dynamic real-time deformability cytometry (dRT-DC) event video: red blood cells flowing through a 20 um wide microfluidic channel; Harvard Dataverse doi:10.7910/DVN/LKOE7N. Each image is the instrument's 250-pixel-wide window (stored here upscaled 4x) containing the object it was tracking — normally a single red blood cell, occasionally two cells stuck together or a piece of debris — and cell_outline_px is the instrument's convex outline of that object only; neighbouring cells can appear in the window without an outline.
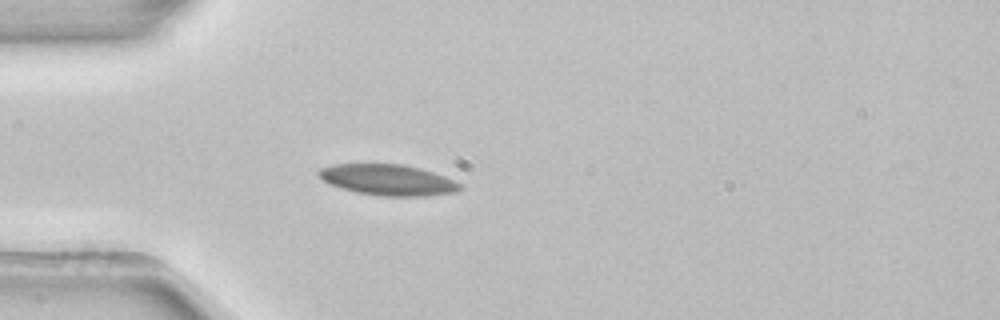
{"species": "common noctule bat (a hibernating species)", "species_latin": "Nyctalus noctula", "temperature_condition": "room temperature", "stored_images_in_passage": 39, "camera_frame_rate_fps": 3000, "um_per_image_px": 0.085, "animal": {"sex": "female", "body_mass_g": 22.7, "forearm_length_mm": 54.2}, "frame": {"image": 1, "passage_image": 14, "time_ms": 4.333, "image_size_px": [1000, 320], "cell_outline_px": [[464, 188], [456, 192], [424, 196], [380, 196], [356, 192], [340, 188], [328, 184], [316, 172], [320, 168], [332, 164], [400, 164], [420, 168], [444, 176], [464, 184]], "centroid_in_image_um": [32.99, 15.29], "position_along_channel_um": 52.0, "area_um2": 25.61}}
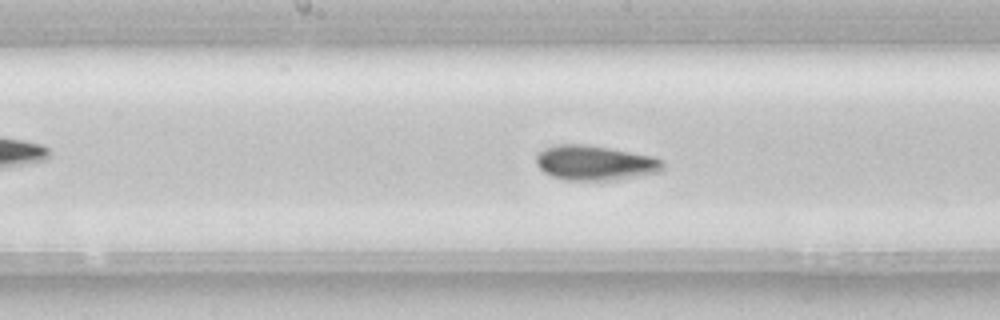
{"frame": {"image": 2, "passage_image": 26, "time_ms": 8.333, "image_size_px": [1000, 320], "cell_outline_px": [[664, 168], [660, 172], [636, 176], [608, 180], [564, 180], [552, 176], [544, 172], [536, 164], [536, 156], [544, 148], [556, 144], [580, 144], [608, 148], [652, 156], [664, 160]], "centroid_in_image_um": [50.56, 13.84], "position_along_channel_um": 197.6, "area_um2": 25.55}}
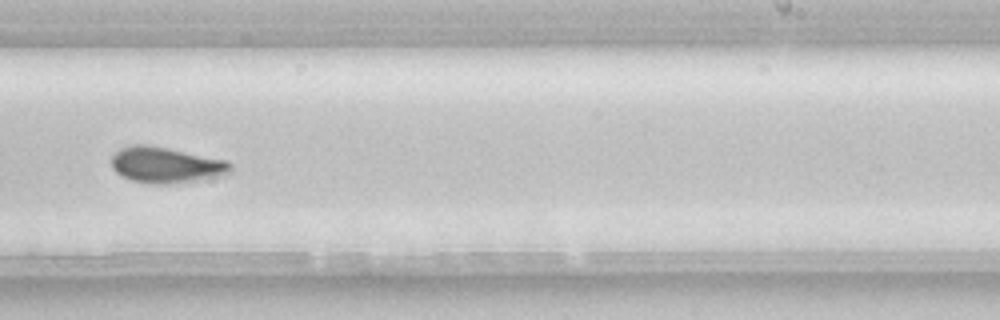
{"frame": {"image": 3, "passage_image": 32, "time_ms": 10.333, "image_size_px": [1000, 320], "cell_outline_px": [[232, 172], [220, 176], [196, 180], [164, 184], [148, 184], [132, 180], [120, 176], [112, 168], [112, 156], [120, 148], [132, 144], [148, 144], [228, 160], [232, 164]], "centroid_in_image_um": [14.1, 14.02], "position_along_channel_um": 274.9, "area_um2": 25.09}, "authors_computed_cell_mechanics": {"area_um2": 25.0274, "velocity_mm_per_s": 3.8862, "shape_relaxation_time_tau1_ms": 4.583, "shape_relaxation_time_tau2_ms": 2.3063, "deformation_change_tau1": 0.1225, "deformation_change_tau2": 0.0545}}